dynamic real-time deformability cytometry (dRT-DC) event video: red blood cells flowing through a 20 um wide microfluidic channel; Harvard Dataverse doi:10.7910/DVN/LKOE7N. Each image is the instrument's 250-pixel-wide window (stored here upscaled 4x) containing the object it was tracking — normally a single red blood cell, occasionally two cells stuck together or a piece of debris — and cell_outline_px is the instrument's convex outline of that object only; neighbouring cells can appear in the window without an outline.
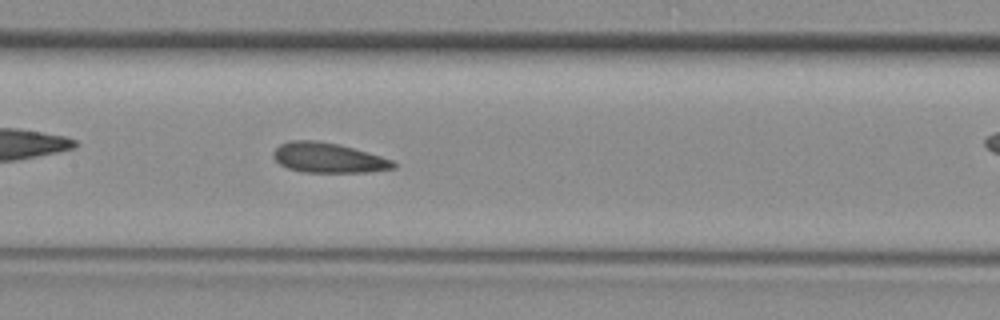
{"species": "common noctule bat (a hibernating species)", "species_latin": "Nyctalus noctula", "temperature_condition": "room temperature", "stored_images_in_passage": 34, "camera_frame_rate_fps": 3000, "um_per_image_px": 0.085, "animal": {"sex": "female", "body_mass_g": 29.2, "forearm_length_mm": 56.3}, "frame": {"image": 1, "passage_image": 20, "time_ms": 6.333, "image_size_px": [1000, 320], "cell_outline_px": [[396, 168], [368, 172], [300, 172], [288, 168], [280, 164], [272, 156], [272, 152], [280, 144], [288, 140], [316, 140], [336, 144], [352, 148], [380, 156], [392, 160], [396, 164]], "centroid_in_image_um": [27.86, 13.42], "position_along_channel_um": 179.5, "area_um2": 20.87}}
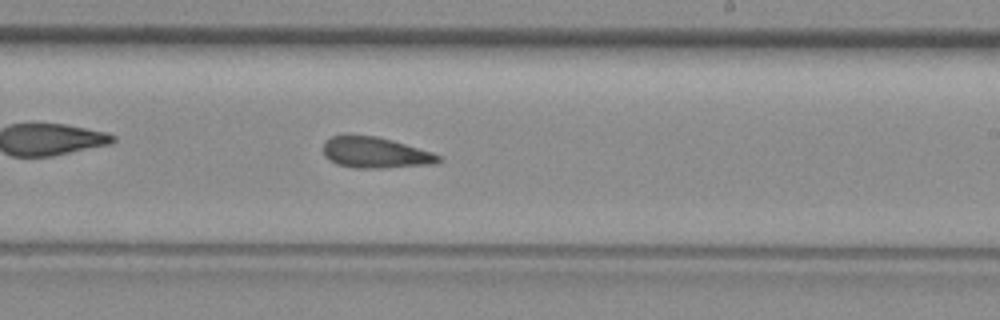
{"frame": {"image": 2, "passage_image": 25, "time_ms": 8.0, "image_size_px": [1000, 320], "cell_outline_px": [[444, 160], [436, 164], [388, 168], [356, 168], [336, 164], [324, 156], [324, 140], [332, 136], [376, 136], [392, 140], [432, 152], [440, 156]], "centroid_in_image_um": [31.94, 13.0], "position_along_channel_um": 257.1, "area_um2": 20.81}}